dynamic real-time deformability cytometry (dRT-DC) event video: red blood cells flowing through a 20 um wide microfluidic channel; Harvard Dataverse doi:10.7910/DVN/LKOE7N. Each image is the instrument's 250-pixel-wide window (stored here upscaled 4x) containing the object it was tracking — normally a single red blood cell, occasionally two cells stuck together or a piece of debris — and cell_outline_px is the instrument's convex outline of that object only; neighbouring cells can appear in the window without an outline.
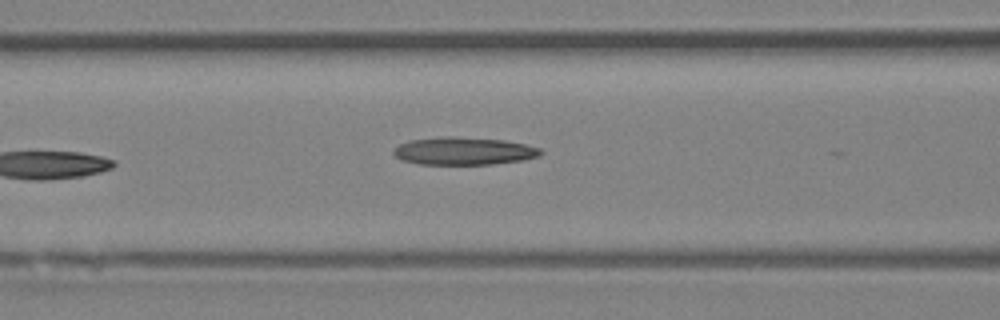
{"species": "Egyptian fruit bat (a non-hibernating species)", "species_latin": "Rousettus aegyptiacus", "temperature_condition": "room temperature", "stored_images_in_passage": 6, "camera_frame_rate_fps": 3000, "um_per_image_px": 0.085, "animal": {"sex": "female"}, "frame": {"image": 1, "passage_image": 6, "time_ms": 5.667, "image_size_px": [1000, 320], "cell_outline_px": [[544, 152], [540, 156], [520, 160], [492, 164], [420, 164], [400, 160], [392, 152], [400, 144], [408, 140], [444, 136], [452, 136], [504, 140], [524, 144], [540, 148]], "centroid_in_image_um": [39.41, 12.83], "position_along_channel_um": 127.2, "area_um2": 23.7}}